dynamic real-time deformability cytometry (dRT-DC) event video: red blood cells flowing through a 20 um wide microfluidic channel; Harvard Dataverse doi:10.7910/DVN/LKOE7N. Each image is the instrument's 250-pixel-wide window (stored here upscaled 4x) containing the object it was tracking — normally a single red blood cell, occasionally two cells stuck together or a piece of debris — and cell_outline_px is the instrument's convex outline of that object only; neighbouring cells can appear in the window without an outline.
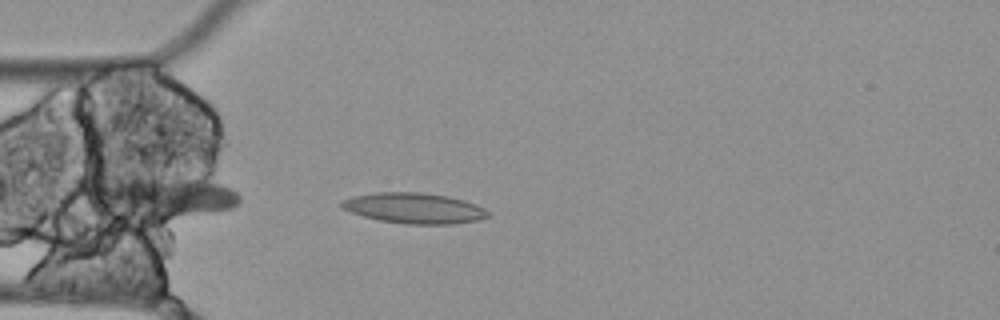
{"species": "Egyptian fruit bat (a non-hibernating species)", "species_latin": "Rousettus aegyptiacus", "temperature_condition": "cold", "stored_images_in_passage": 4, "camera_frame_rate_fps": 3000, "um_per_image_px": 0.085, "animal": {"sex": "female"}, "frame": {"image": 1, "passage_image": 4, "time_ms": 1.0, "image_size_px": [1000, 320], "cell_outline_px": [[488, 216], [476, 220], [452, 224], [408, 224], [380, 220], [364, 216], [352, 212], [344, 208], [340, 204], [340, 200], [352, 196], [376, 192], [420, 192], [448, 196], [464, 200], [476, 204], [484, 208], [488, 212]], "centroid_in_image_um": [35.19, 17.68], "position_along_channel_um": 49.8, "area_um2": 25.89}}